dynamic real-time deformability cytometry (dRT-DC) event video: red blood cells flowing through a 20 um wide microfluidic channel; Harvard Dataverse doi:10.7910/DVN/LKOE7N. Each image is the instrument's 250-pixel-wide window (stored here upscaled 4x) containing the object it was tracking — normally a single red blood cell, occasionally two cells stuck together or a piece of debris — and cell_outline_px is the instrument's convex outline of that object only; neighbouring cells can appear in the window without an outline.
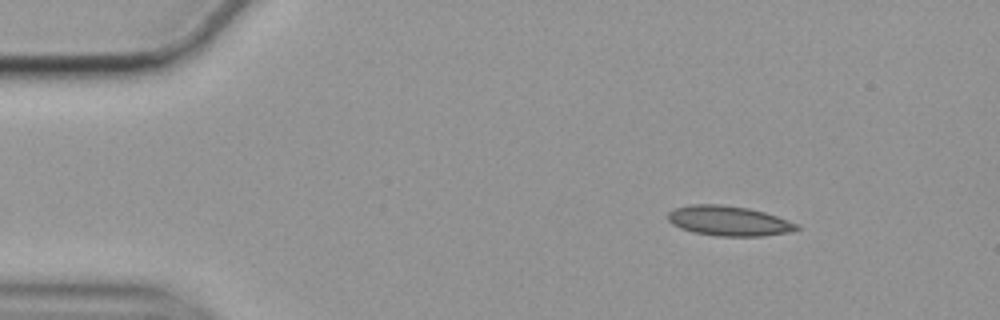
{"species": "common noctule bat (a hibernating species)", "species_latin": "Nyctalus noctula", "temperature_condition": "cold", "stored_images_in_passage": 50, "camera_frame_rate_fps": 3000, "um_per_image_px": 0.085, "animal": {"sex": "female", "body_mass_g": 19.9}, "frame": {"image": 1, "passage_image": 1, "time_ms": 0.0, "image_size_px": [1000, 320], "cell_outline_px": [[800, 228], [788, 232], [764, 236], [716, 236], [692, 232], [680, 228], [672, 224], [668, 220], [668, 212], [676, 208], [692, 204], [720, 204], [748, 208], [764, 212], [800, 224]], "centroid_in_image_um": [61.94, 18.78], "position_along_channel_um": 23.1, "area_um2": 22.48}}
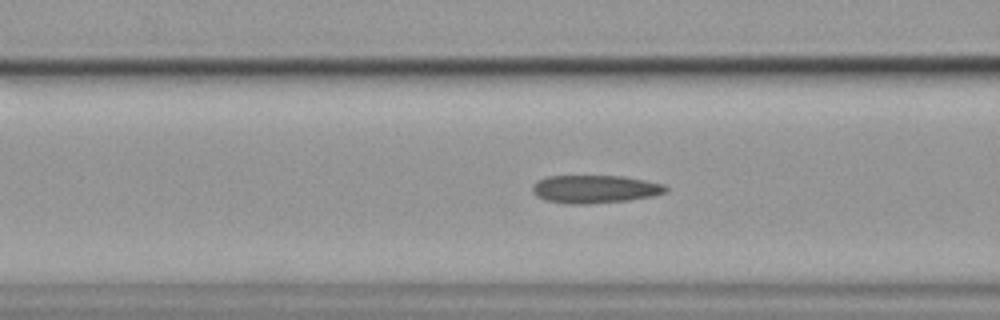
{"frame": {"image": 2, "passage_image": 15, "time_ms": 4.667, "image_size_px": [1000, 320], "cell_outline_px": [[668, 192], [652, 196], [628, 200], [588, 204], [568, 204], [544, 200], [536, 196], [532, 192], [532, 184], [536, 180], [548, 176], [624, 176], [664, 184], [668, 188]], "centroid_in_image_um": [50.53, 16.07], "position_along_channel_um": 116.1, "area_um2": 21.96}}
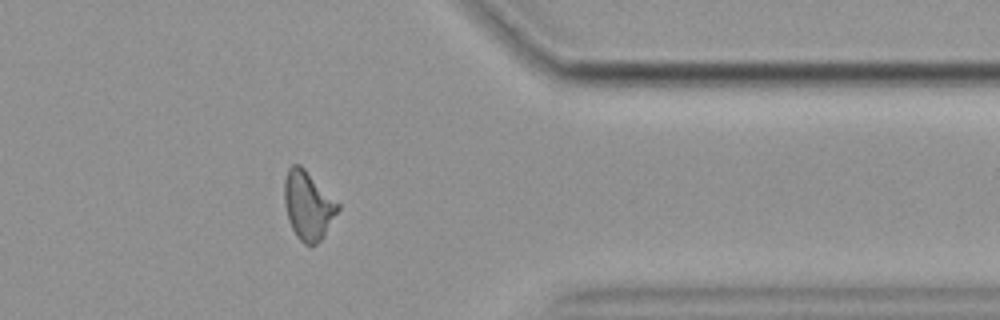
{"frame": {"image": 3, "passage_image": 39, "time_ms": 12.667, "image_size_px": [1000, 320], "cell_outline_px": [[340, 208], [324, 236], [316, 244], [304, 244], [296, 236], [288, 220], [284, 204], [284, 180], [288, 168], [292, 164], [300, 164], [340, 204]], "centroid_in_image_um": [26.18, 17.45], "position_along_channel_um": 385.2, "area_um2": 21.39}, "authors_computed_cell_mechanics": {"area_um2": 21.0681, "velocity_mm_per_s": 3.5398, "shape_relaxation_time_tau1_ms": null, "shape_relaxation_time_tau2_ms": 3.5175, "deformation_change_tau1": null, "deformation_change_tau2": 0.1088}}